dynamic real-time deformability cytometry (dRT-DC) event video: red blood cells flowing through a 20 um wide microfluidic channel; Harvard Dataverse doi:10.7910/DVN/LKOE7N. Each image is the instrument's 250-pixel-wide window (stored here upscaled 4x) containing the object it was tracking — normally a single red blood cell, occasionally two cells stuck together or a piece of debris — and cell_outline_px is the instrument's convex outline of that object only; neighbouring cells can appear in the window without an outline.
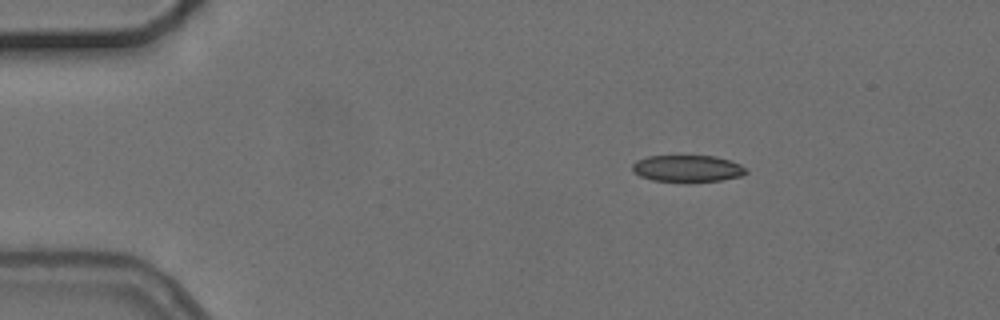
{"species": "common noctule bat (a hibernating species)", "species_latin": "Nyctalus noctula", "temperature_condition": "cold", "stored_images_in_passage": 3, "camera_frame_rate_fps": 3000, "um_per_image_px": 0.085, "animal": {"sex": "female", "body_mass_g": 24.6, "forearm_length_mm": 56.2}, "frame": {"image": 1, "passage_image": 3, "time_ms": 2.333, "image_size_px": [1000, 320], "cell_outline_px": [[748, 172], [740, 176], [720, 180], [652, 180], [640, 176], [632, 168], [632, 164], [636, 160], [648, 156], [716, 156], [740, 164], [748, 168]], "centroid_in_image_um": [58.45, 14.29], "position_along_channel_um": 26.5, "area_um2": 17.22}}